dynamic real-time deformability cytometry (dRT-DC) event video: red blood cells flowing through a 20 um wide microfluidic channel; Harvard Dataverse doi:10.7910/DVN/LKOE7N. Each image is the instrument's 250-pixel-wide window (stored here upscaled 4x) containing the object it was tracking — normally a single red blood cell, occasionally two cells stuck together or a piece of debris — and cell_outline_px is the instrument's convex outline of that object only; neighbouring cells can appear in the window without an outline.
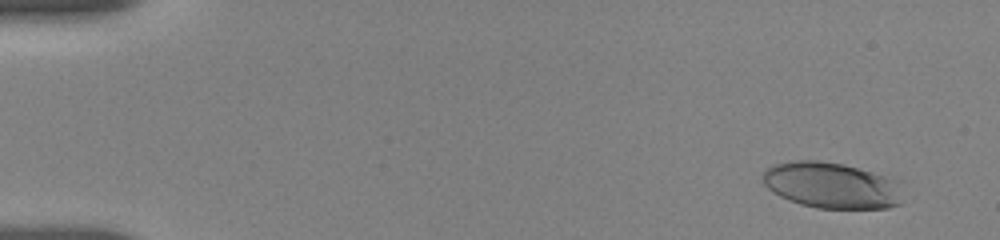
{"species": "human", "species_latin": "Homo sapiens", "temperature_condition": "room temperature", "stored_images_in_passage": 14, "camera_frame_rate_fps": 3000, "um_per_image_px": 0.085, "donor": {"sex": "female"}, "frame": {"image": 1, "passage_image": 3, "time_ms": 1.0, "image_size_px": [1000, 240], "cell_outline_px": [[904, 180], [900, 204], [888, 208], [816, 208], [800, 204], [780, 196], [772, 192], [764, 184], [760, 176], [772, 164], [792, 160], [816, 160], [844, 164]], "centroid_in_image_um": [70.74, 15.74], "position_along_channel_um": 14.3, "area_um2": 38.38}}
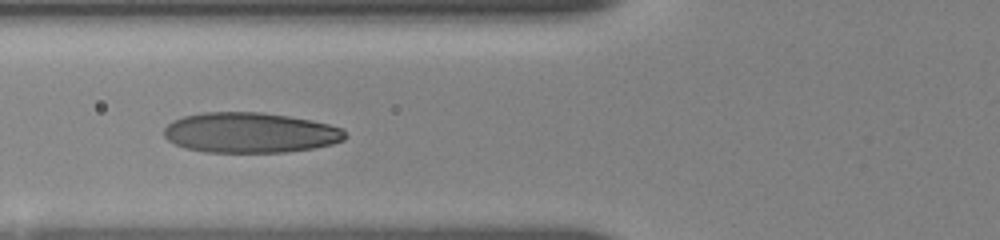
{"frame": {"image": 2, "passage_image": 13, "time_ms": 7.0, "image_size_px": [1000, 240], "cell_outline_px": [[348, 136], [344, 140], [332, 144], [312, 148], [284, 152], [204, 152], [184, 148], [168, 140], [164, 136], [164, 128], [172, 120], [184, 116], [204, 112], [264, 112], [312, 120], [344, 128]], "centroid_in_image_um": [21.27, 11.27], "position_along_channel_um": 104.5, "area_um2": 42.77}}
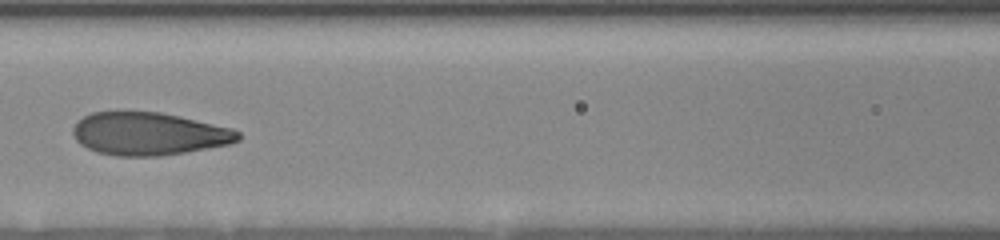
{"frame": {"image": 3, "passage_image": 14, "time_ms": 8.333, "image_size_px": [1000, 240], "cell_outline_px": [[240, 140], [228, 144], [184, 152], [160, 156], [116, 156], [96, 152], [80, 144], [72, 136], [72, 128], [76, 120], [92, 112], [120, 108], [160, 112], [180, 116], [232, 128], [240, 132]], "centroid_in_image_um": [12.56, 11.32], "position_along_channel_um": 154.0, "area_um2": 42.25}}